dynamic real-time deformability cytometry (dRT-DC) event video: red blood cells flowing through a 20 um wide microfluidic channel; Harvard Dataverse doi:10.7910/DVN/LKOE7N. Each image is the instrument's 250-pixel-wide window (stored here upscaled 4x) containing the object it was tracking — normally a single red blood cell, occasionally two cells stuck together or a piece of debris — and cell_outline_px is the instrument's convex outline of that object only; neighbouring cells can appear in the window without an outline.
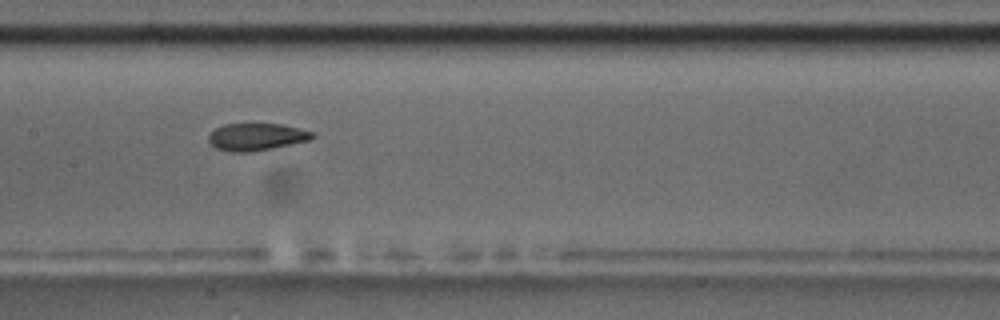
{"species": "common noctule bat (a hibernating species)", "species_latin": "Nyctalus noctula", "temperature_condition": "room temperature", "stored_images_in_passage": 9, "camera_frame_rate_fps": 3000, "um_per_image_px": 0.085, "animal": {"sex": "male", "body_mass_g": 17.5, "forearm_length_mm": 52.3}, "frame": {"image": 1, "passage_image": 6, "time_ms": 5.667, "image_size_px": [1000, 320], "cell_outline_px": [[316, 136], [308, 140], [272, 148], [252, 152], [232, 152], [216, 148], [208, 140], [208, 136], [216, 128], [224, 124], [280, 124], [312, 132]], "centroid_in_image_um": [21.76, 11.64], "position_along_channel_um": 185.6, "area_um2": 16.18}}